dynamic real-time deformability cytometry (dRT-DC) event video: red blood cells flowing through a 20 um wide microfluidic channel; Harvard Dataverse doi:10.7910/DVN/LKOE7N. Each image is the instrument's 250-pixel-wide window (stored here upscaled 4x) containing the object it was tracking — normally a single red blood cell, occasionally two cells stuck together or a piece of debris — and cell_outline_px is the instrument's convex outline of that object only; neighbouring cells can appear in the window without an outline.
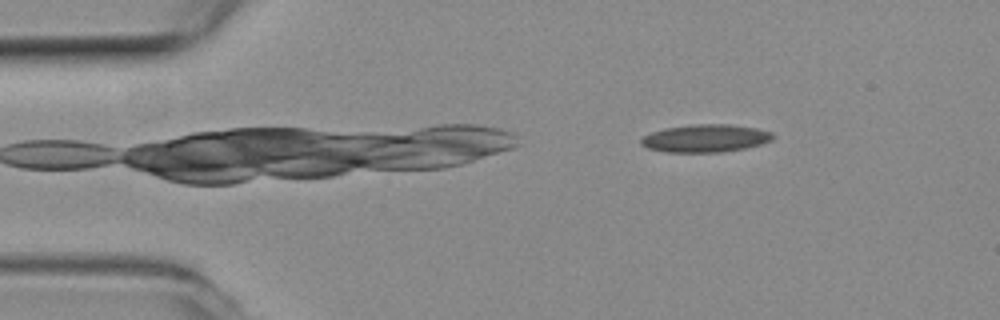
{"species": "common noctule bat (a hibernating species)", "species_latin": "Nyctalus noctula", "temperature_condition": "room temperature", "stored_images_in_passage": 55, "camera_frame_rate_fps": 3000, "um_per_image_px": 0.085, "animal": {"sex": "female", "body_mass_g": 19.3, "forearm_length_mm": 54.1}, "frame": {"image": 1, "passage_image": 7, "time_ms": 2.0, "image_size_px": [1000, 320], "cell_outline_px": [[776, 136], [772, 140], [760, 144], [744, 148], [724, 152], [664, 152], [648, 148], [640, 144], [640, 140], [644, 136], [652, 132], [664, 128], [692, 124], [728, 124], [756, 128], [772, 132]], "centroid_in_image_um": [59.96, 11.75], "position_along_channel_um": 25.0, "area_um2": 21.39}}
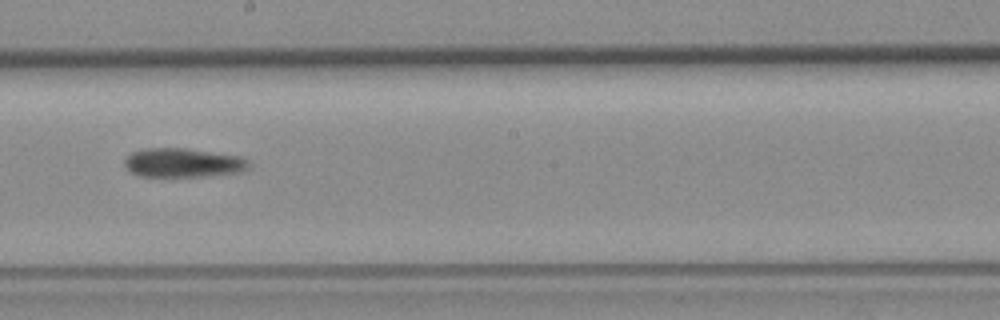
{"frame": {"image": 2, "passage_image": 30, "time_ms": 9.667, "image_size_px": [1000, 320], "cell_outline_px": [[252, 164], [248, 168], [240, 172], [204, 176], [140, 176], [132, 172], [124, 164], [124, 160], [132, 152], [144, 148], [184, 148], [240, 156], [248, 160]], "centroid_in_image_um": [15.58, 13.83], "position_along_channel_um": 232.6, "area_um2": 20.92}}
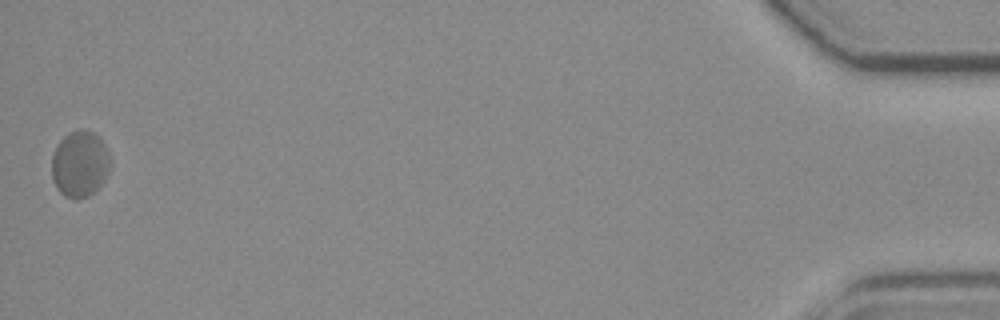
{"frame": {"image": 3, "passage_image": 55, "time_ms": 18.0, "image_size_px": [1000, 320], "cell_outline_px": [[112, 164], [104, 180], [88, 196], [76, 200], [64, 196], [56, 188], [52, 180], [52, 156], [56, 144], [68, 132], [80, 128], [84, 128], [96, 132], [104, 144], [112, 160]], "centroid_in_image_um": [6.79, 13.9], "position_along_channel_um": 428.4, "area_um2": 23.12}, "authors_computed_cell_mechanics": {"area_um2": 21.3282, "velocity_mm_per_s": 3.5626, "shape_relaxation_time_tau1_ms": null, "shape_relaxation_time_tau2_ms": 4.232, "deformation_change_tau1": null, "deformation_change_tau2": 0.0692}}